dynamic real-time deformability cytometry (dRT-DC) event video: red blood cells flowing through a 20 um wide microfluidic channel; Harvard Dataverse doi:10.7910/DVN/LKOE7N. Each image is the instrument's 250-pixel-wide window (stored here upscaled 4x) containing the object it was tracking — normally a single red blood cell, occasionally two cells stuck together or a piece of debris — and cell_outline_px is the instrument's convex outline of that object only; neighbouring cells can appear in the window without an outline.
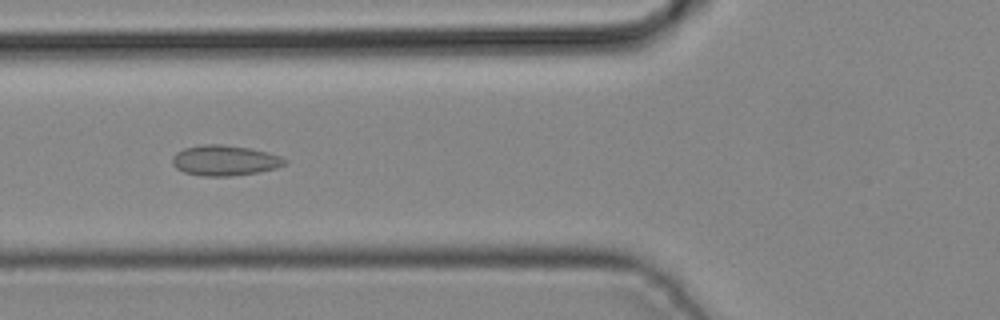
{"species": "common noctule bat (a hibernating species)", "species_latin": "Nyctalus noctula", "temperature_condition": "cold", "stored_images_in_passage": 44, "camera_frame_rate_fps": 3000, "um_per_image_px": 0.085, "animal": {"sex": "male", "body_mass_g": 19.2, "forearm_length_mm": 51.8}, "frame": {"image": 1, "passage_image": 17, "time_ms": 5.333, "image_size_px": [1000, 320], "cell_outline_px": [[288, 160], [284, 164], [276, 168], [260, 172], [232, 176], [200, 176], [184, 172], [176, 168], [172, 164], [172, 156], [176, 152], [184, 148], [204, 144], [220, 144], [248, 148], [268, 152], [280, 156]], "centroid_in_image_um": [19.08, 13.64], "position_along_channel_um": 106.7, "area_um2": 20.0}}
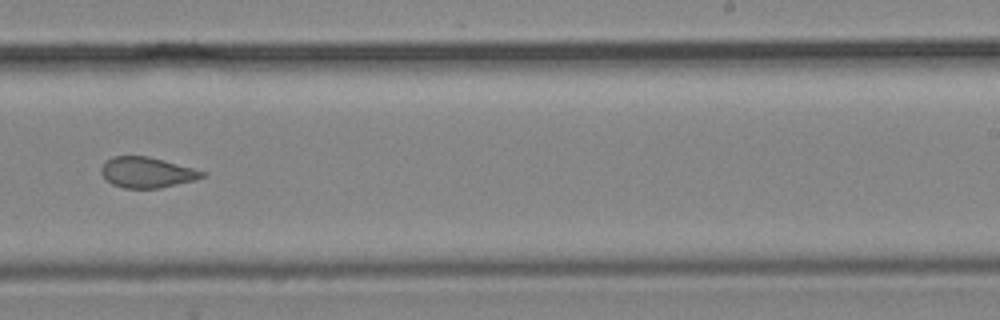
{"frame": {"image": 2, "passage_image": 28, "time_ms": 9.0, "image_size_px": [1000, 320], "cell_outline_px": [[204, 176], [196, 180], [160, 188], [124, 188], [112, 184], [100, 172], [100, 168], [112, 156], [144, 156], [192, 168], [204, 172]], "centroid_in_image_um": [12.46, 14.67], "position_along_channel_um": 276.5, "area_um2": 17.57}}
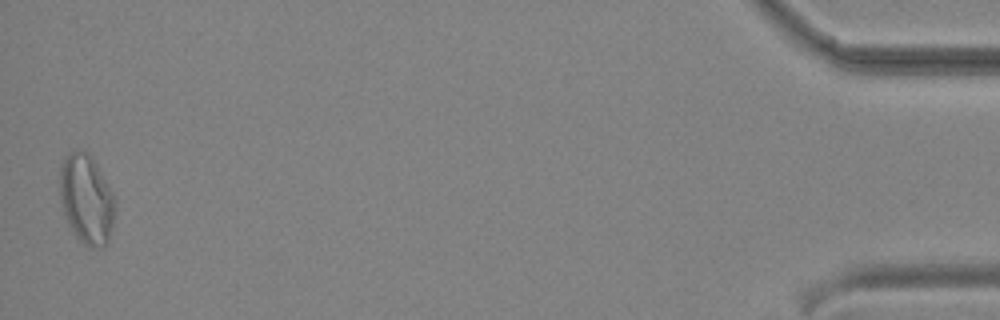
{"frame": {"image": 3, "passage_image": 44, "time_ms": 14.333, "image_size_px": [1000, 320], "cell_outline_px": [[116, 208], [112, 228], [108, 244], [92, 248], [88, 248], [76, 236], [68, 224], [60, 200], [60, 164], [64, 156], [68, 152], [88, 152], [92, 156], [112, 192], [116, 200]], "centroid_in_image_um": [7.36, 16.94], "position_along_channel_um": 427.8, "area_um2": 28.96}}